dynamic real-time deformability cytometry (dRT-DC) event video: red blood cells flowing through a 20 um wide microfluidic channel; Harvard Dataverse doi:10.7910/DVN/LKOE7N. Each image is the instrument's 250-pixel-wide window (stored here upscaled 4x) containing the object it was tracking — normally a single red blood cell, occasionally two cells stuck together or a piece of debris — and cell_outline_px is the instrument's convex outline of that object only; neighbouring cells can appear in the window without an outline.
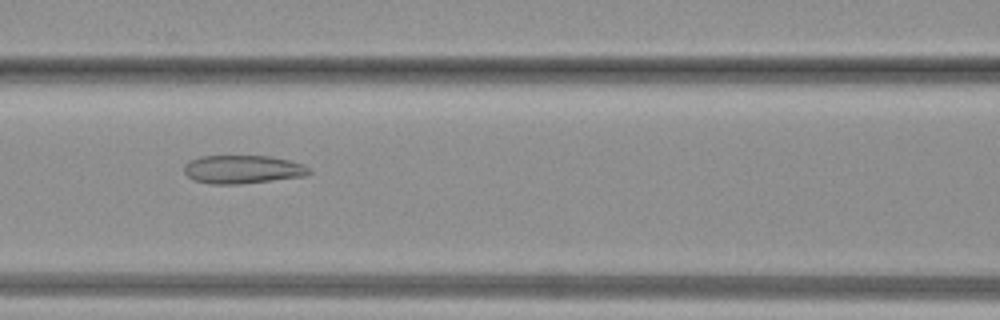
{"species": "common noctule bat (a hibernating species)", "species_latin": "Nyctalus noctula", "temperature_condition": "warm", "stored_images_in_passage": 39, "camera_frame_rate_fps": 3000, "um_per_image_px": 0.085, "animal": {"sex": "female", "body_mass_g": 19.3, "forearm_length_mm": 54.1}, "frame": {"image": 1, "passage_image": 17, "time_ms": 5.333, "image_size_px": [1000, 320], "cell_outline_px": [[312, 172], [304, 176], [240, 184], [212, 184], [196, 180], [188, 176], [184, 172], [184, 164], [200, 156], [272, 156], [288, 160], [300, 164], [308, 168]], "centroid_in_image_um": [20.61, 14.39], "position_along_channel_um": 146.0, "area_um2": 20.4}}
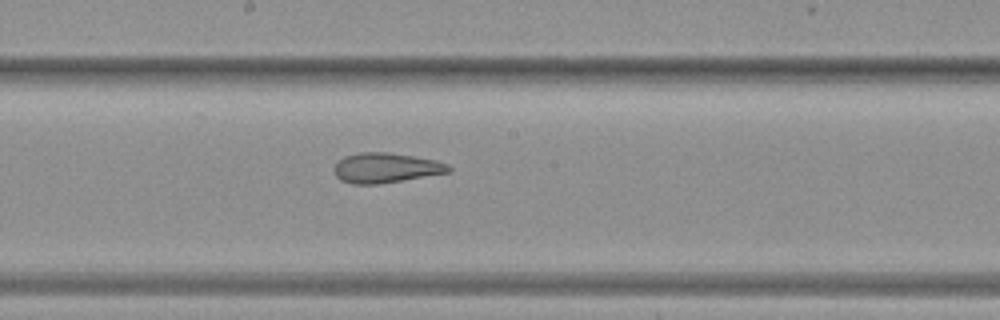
{"frame": {"image": 2, "passage_image": 21, "time_ms": 6.667, "image_size_px": [1000, 320], "cell_outline_px": [[452, 172], [380, 184], [352, 184], [340, 180], [332, 172], [332, 168], [344, 156], [360, 152], [388, 152], [436, 160], [448, 164], [452, 168]], "centroid_in_image_um": [32.79, 14.27], "position_along_channel_um": 215.4, "area_um2": 20.23}}
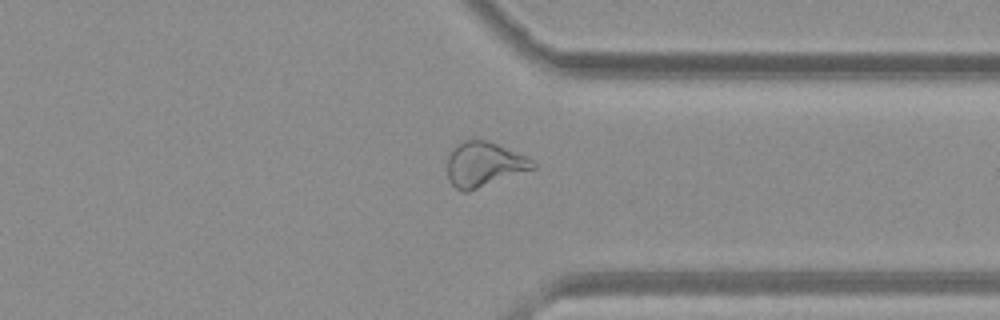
{"frame": {"image": 3, "passage_image": 30, "time_ms": 9.667, "image_size_px": [1000, 320], "cell_outline_px": [[536, 168], [468, 192], [464, 192], [456, 188], [448, 180], [448, 156], [452, 148], [456, 144], [464, 140], [488, 140], [524, 156], [532, 160], [536, 164]], "centroid_in_image_um": [41.12, 13.98], "position_along_channel_um": 370.3, "area_um2": 22.2}}